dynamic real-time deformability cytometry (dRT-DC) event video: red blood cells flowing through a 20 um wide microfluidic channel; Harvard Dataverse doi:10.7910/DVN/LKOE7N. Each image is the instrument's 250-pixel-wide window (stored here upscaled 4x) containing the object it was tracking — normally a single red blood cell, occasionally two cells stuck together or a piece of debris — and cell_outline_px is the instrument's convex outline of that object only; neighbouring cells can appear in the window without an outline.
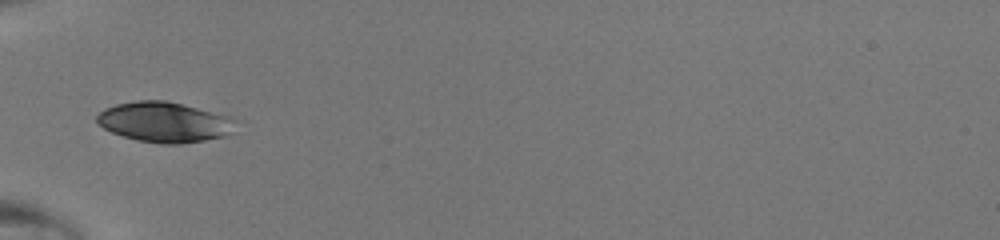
{"species": "human", "species_latin": "Homo sapiens", "temperature_condition": "room temperature", "stored_images_in_passage": 11, "camera_frame_rate_fps": 3000, "um_per_image_px": 0.085, "donor": {"sex": "male"}, "frame": {"image": 1, "passage_image": 1, "time_ms": 0.0, "image_size_px": [1000, 240], "cell_outline_px": [[236, 120], [232, 132], [224, 136], [204, 140], [180, 144], [160, 144], [136, 140], [112, 132], [104, 128], [96, 120], [96, 116], [104, 108], [116, 104], [136, 100], [164, 100], [228, 116]], "centroid_in_image_um": [13.94, 10.38], "position_along_channel_um": 71.1, "area_um2": 32.25}}
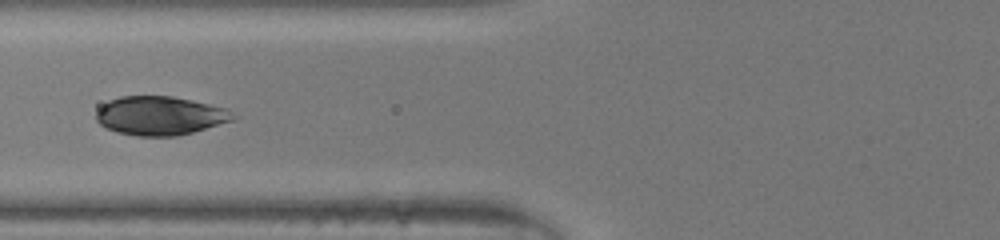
{"frame": {"image": 2, "passage_image": 4, "time_ms": 1.0, "image_size_px": [1000, 240], "cell_outline_px": [[240, 116], [236, 120], [192, 132], [176, 136], [136, 136], [116, 132], [100, 124], [96, 120], [96, 112], [108, 100], [120, 96], [172, 96], [192, 100], [228, 108]], "centroid_in_image_um": [13.67, 9.83], "position_along_channel_um": 112.1, "area_um2": 31.27}}